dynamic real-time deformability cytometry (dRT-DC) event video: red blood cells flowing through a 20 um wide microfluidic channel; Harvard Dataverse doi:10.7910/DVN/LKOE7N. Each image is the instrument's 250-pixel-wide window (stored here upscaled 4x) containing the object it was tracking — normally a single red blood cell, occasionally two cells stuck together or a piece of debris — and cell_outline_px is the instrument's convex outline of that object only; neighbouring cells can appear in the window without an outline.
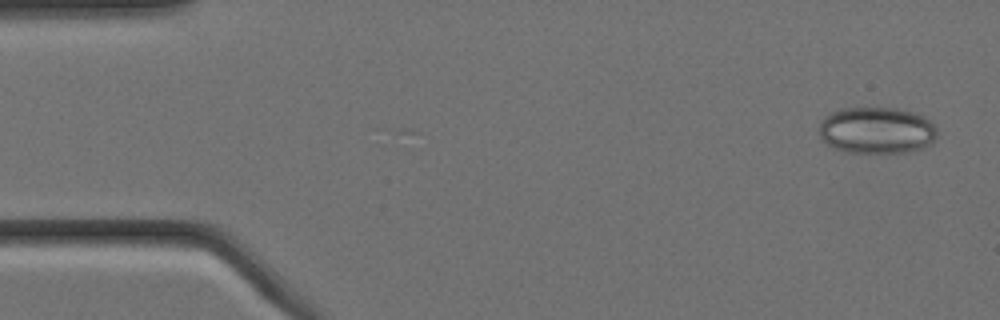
{"species": "Egyptian fruit bat (a non-hibernating species)", "species_latin": "Rousettus aegyptiacus", "temperature_condition": "cold", "stored_images_in_passage": 10, "camera_frame_rate_fps": 3000, "um_per_image_px": 0.085, "animal": {"sex": "female"}, "frame": {"image": 1, "passage_image": 1, "time_ms": 0.0, "image_size_px": [1000, 320], "cell_outline_px": [[936, 136], [932, 144], [908, 152], [844, 152], [832, 148], [820, 136], [820, 120], [824, 116], [840, 108], [896, 108], [912, 112], [924, 116], [936, 128]], "centroid_in_image_um": [74.49, 11.08], "position_along_channel_um": 10.5, "area_um2": 32.08}}
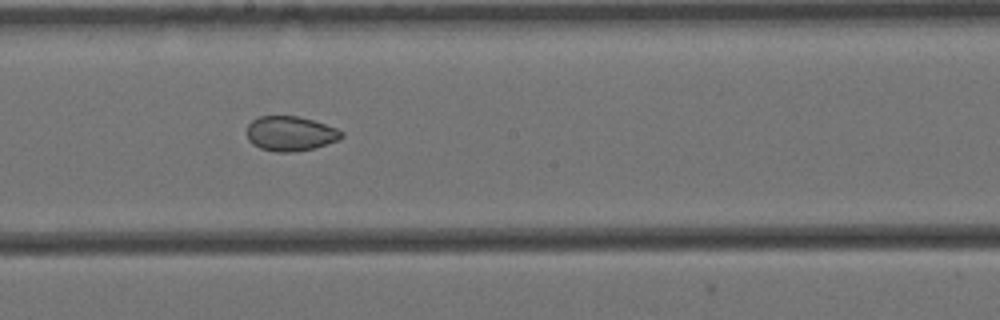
{"frame": {"image": 2, "passage_image": 9, "time_ms": 2.667, "image_size_px": [1000, 320], "cell_outline_px": [[344, 136], [340, 140], [312, 148], [292, 152], [276, 152], [260, 148], [252, 144], [248, 140], [248, 124], [252, 120], [260, 116], [300, 116], [336, 128], [344, 132]], "centroid_in_image_um": [24.69, 11.35], "position_along_channel_um": 223.5, "area_um2": 19.13}}
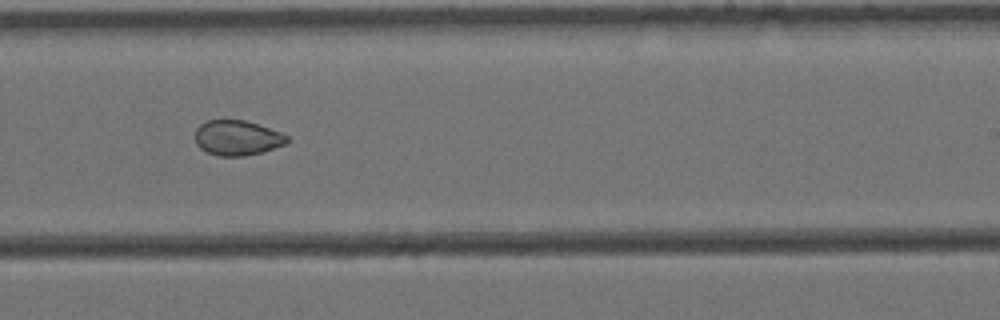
{"frame": {"image": 3, "passage_image": 10, "time_ms": 3.0, "image_size_px": [1000, 320], "cell_outline_px": [[288, 140], [284, 144], [260, 152], [244, 156], [220, 156], [208, 152], [200, 148], [196, 144], [196, 128], [204, 120], [244, 120], [280, 132], [288, 136]], "centroid_in_image_um": [20.12, 11.71], "position_along_channel_um": 268.9, "area_um2": 18.5}}